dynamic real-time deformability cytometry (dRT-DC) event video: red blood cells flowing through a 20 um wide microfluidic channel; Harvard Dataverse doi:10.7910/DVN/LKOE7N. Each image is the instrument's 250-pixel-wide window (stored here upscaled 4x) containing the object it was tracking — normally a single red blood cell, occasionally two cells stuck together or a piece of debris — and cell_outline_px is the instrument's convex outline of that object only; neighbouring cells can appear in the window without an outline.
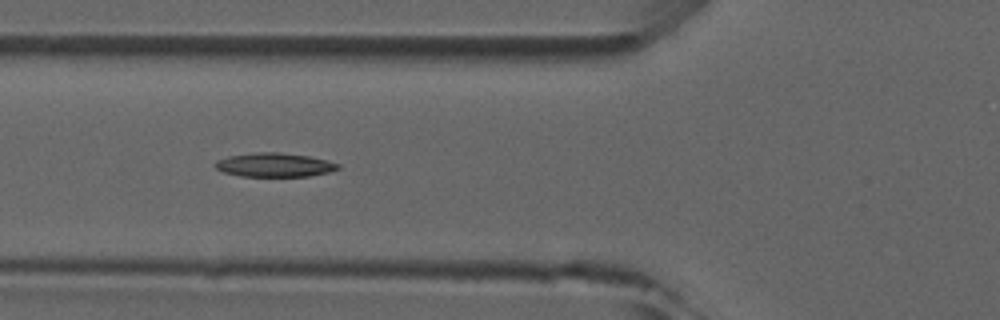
{"species": "common noctule bat (a hibernating species)", "species_latin": "Nyctalus noctula", "temperature_condition": "room temperature", "stored_images_in_passage": 8, "camera_frame_rate_fps": 3000, "um_per_image_px": 0.085, "animal": {"sex": "male", "forearm_length_mm": 52.5}, "frame": {"image": 1, "passage_image": 5, "time_ms": 4.333, "image_size_px": [1000, 320], "cell_outline_px": [[340, 168], [328, 172], [308, 176], [240, 176], [224, 172], [216, 168], [212, 164], [216, 160], [228, 156], [256, 152], [280, 152], [308, 156], [328, 160], [340, 164]], "centroid_in_image_um": [23.31, 14.01], "position_along_channel_um": 102.5, "area_um2": 17.17}}
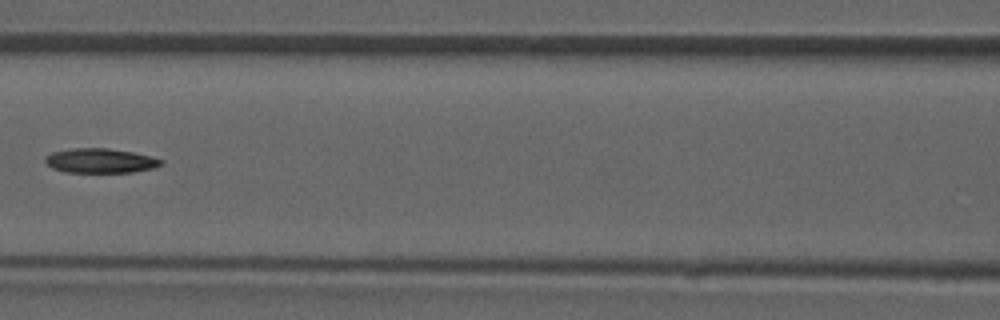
{"frame": {"image": 2, "passage_image": 6, "time_ms": 5.667, "image_size_px": [1000, 320], "cell_outline_px": [[164, 160], [160, 164], [152, 168], [132, 172], [64, 172], [52, 168], [44, 160], [44, 156], [52, 152], [72, 148], [108, 148], [132, 152], [152, 156]], "centroid_in_image_um": [8.49, 13.65], "position_along_channel_um": 158.1, "area_um2": 16.53}}